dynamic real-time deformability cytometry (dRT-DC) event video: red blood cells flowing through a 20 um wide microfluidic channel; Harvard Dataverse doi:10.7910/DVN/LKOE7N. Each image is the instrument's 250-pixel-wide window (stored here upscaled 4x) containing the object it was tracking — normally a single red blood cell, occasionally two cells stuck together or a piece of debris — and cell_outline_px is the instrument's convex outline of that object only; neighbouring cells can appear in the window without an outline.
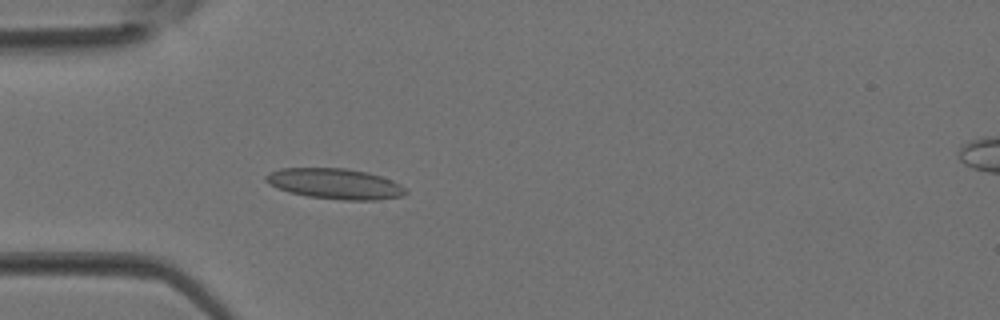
{"species": "Egyptian fruit bat (a non-hibernating species)", "species_latin": "Rousettus aegyptiacus", "temperature_condition": "room temperature", "stored_images_in_passage": 35, "camera_frame_rate_fps": 3000, "um_per_image_px": 0.085, "animal": {"sex": "female"}, "frame": {"image": 1, "passage_image": 7, "time_ms": 2.0, "image_size_px": [1000, 320], "cell_outline_px": [[408, 192], [404, 196], [380, 200], [344, 200], [308, 196], [288, 192], [276, 188], [264, 180], [264, 176], [268, 172], [280, 168], [344, 168], [368, 172], [392, 180], [400, 184]], "centroid_in_image_um": [28.47, 15.62], "position_along_channel_um": 56.5, "area_um2": 25.09}}
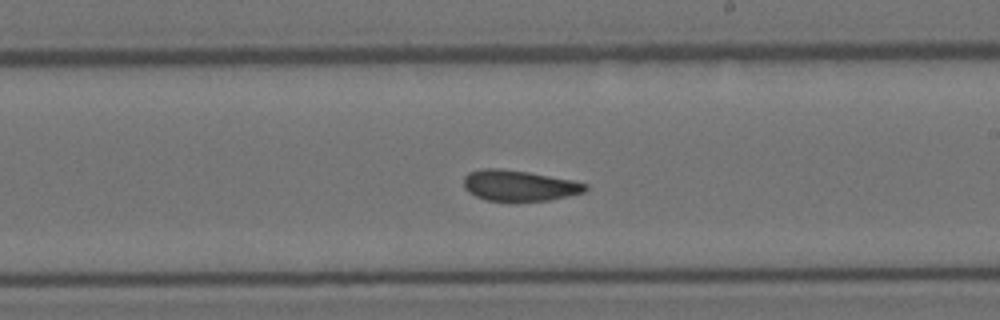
{"frame": {"image": 2, "passage_image": 18, "time_ms": 5.667, "image_size_px": [1000, 320], "cell_outline_px": [[588, 188], [584, 192], [568, 196], [548, 200], [488, 200], [476, 196], [468, 192], [464, 188], [464, 176], [468, 172], [480, 168], [500, 168], [528, 172], [572, 180], [588, 184]], "centroid_in_image_um": [44.11, 15.75], "position_along_channel_um": 244.9, "area_um2": 21.68}}
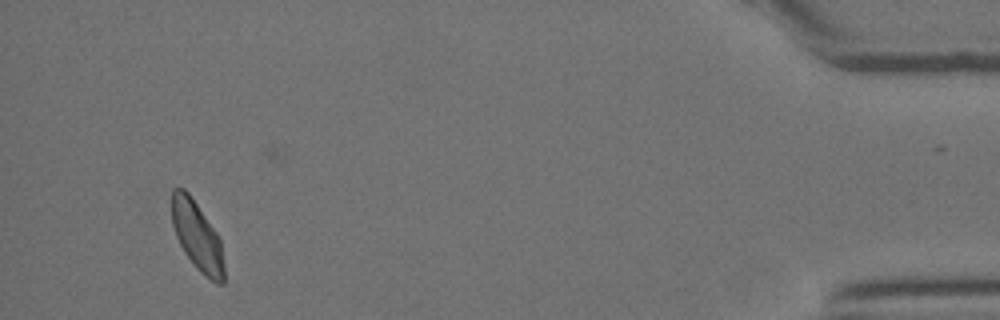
{"frame": {"image": 3, "passage_image": 32, "time_ms": 10.333, "image_size_px": [1000, 320], "cell_outline_px": [[224, 284], [216, 284], [204, 276], [196, 268], [184, 252], [176, 236], [172, 224], [172, 188], [184, 188], [188, 192], [216, 232], [220, 240], [224, 264]], "centroid_in_image_um": [16.76, 20.1], "position_along_channel_um": 418.4, "area_um2": 20.92}}